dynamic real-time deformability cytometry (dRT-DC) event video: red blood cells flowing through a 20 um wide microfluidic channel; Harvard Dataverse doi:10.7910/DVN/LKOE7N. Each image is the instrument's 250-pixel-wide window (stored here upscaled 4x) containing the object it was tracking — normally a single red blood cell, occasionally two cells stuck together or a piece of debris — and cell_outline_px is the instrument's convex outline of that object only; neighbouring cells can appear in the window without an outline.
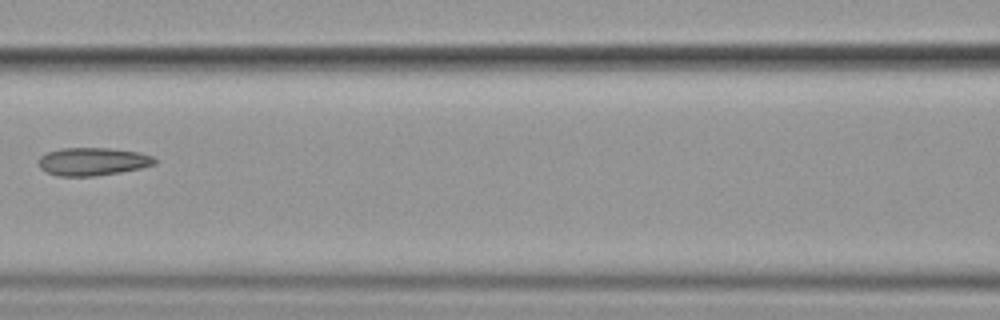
{"species": "common noctule bat (a hibernating species)", "species_latin": "Nyctalus noctula", "temperature_condition": "cold", "stored_images_in_passage": 10, "camera_frame_rate_fps": 3000, "um_per_image_px": 0.085, "animal": {"sex": "female", "body_mass_g": 19.9}, "frame": {"image": 1, "passage_image": 6, "time_ms": 6.667, "image_size_px": [1000, 320], "cell_outline_px": [[156, 164], [140, 168], [120, 172], [92, 176], [60, 176], [48, 172], [40, 168], [40, 156], [48, 152], [60, 148], [108, 148], [136, 152], [152, 156], [156, 160]], "centroid_in_image_um": [7.88, 13.73], "position_along_channel_um": 158.7, "area_um2": 18.61}}
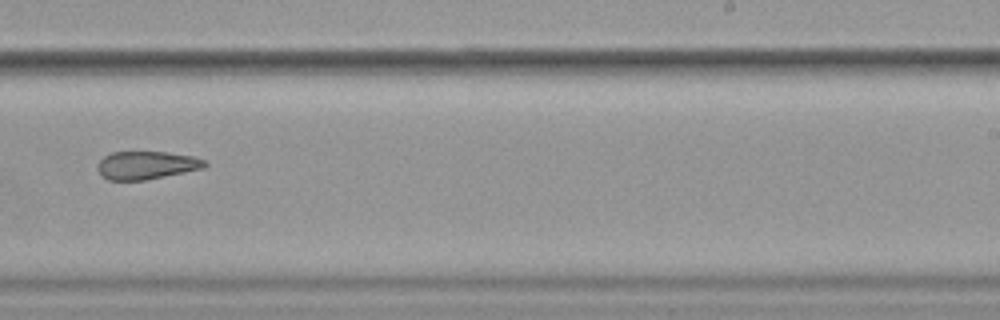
{"frame": {"image": 2, "passage_image": 9, "time_ms": 10.0, "image_size_px": [1000, 320], "cell_outline_px": [[208, 164], [204, 168], [144, 180], [108, 180], [96, 168], [100, 160], [104, 156], [112, 152], [168, 152], [192, 156], [204, 160]], "centroid_in_image_um": [12.45, 14.03], "position_along_channel_um": 276.6, "area_um2": 17.34}}
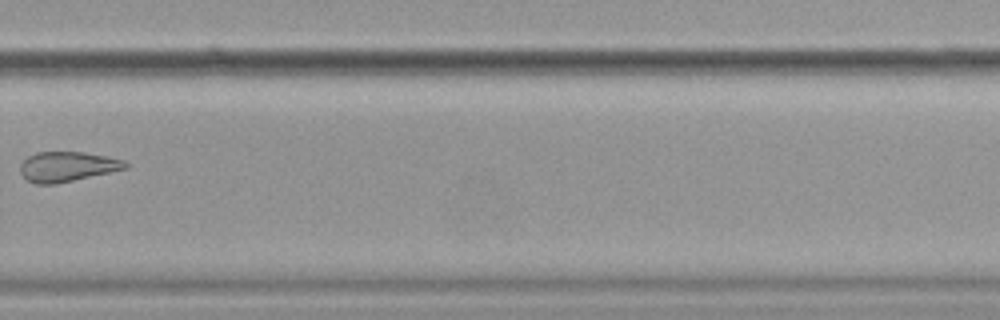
{"frame": {"image": 3, "passage_image": 10, "time_ms": 11.333, "image_size_px": [1000, 320], "cell_outline_px": [[128, 168], [56, 184], [36, 184], [28, 180], [20, 172], [20, 164], [28, 156], [36, 152], [84, 152], [124, 160], [128, 164]], "centroid_in_image_um": [5.7, 14.16], "position_along_channel_um": 324.1, "area_um2": 18.21}}